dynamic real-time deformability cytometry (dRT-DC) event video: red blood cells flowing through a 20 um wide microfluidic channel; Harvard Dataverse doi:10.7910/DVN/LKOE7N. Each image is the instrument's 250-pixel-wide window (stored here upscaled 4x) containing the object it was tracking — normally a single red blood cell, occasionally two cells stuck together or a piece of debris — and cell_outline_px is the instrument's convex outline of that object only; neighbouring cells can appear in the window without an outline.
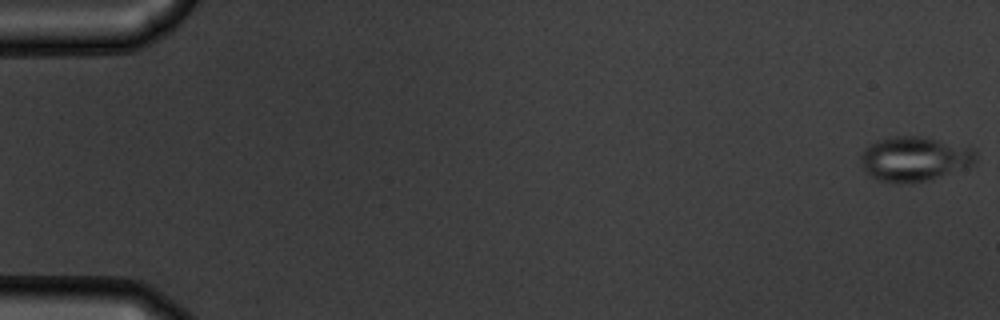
{"species": "common noctule bat (a hibernating species)", "species_latin": "Nyctalus noctula", "temperature_condition": "warm", "stored_images_in_passage": 11, "camera_frame_rate_fps": 3000, "um_per_image_px": 0.085, "animal": {"sex": "male", "body_mass_g": 19.5, "forearm_length_mm": 54.6}, "frame": {"image": 1, "passage_image": 1, "time_ms": 0.0, "image_size_px": [1000, 320], "cell_outline_px": [[976, 160], [972, 164], [964, 168], [912, 184], [880, 180], [864, 172], [860, 160], [860, 156], [864, 148], [876, 140], [892, 136], [920, 136], [972, 148], [976, 152]], "centroid_in_image_um": [77.67, 13.49], "position_along_channel_um": 7.3, "area_um2": 29.59}}